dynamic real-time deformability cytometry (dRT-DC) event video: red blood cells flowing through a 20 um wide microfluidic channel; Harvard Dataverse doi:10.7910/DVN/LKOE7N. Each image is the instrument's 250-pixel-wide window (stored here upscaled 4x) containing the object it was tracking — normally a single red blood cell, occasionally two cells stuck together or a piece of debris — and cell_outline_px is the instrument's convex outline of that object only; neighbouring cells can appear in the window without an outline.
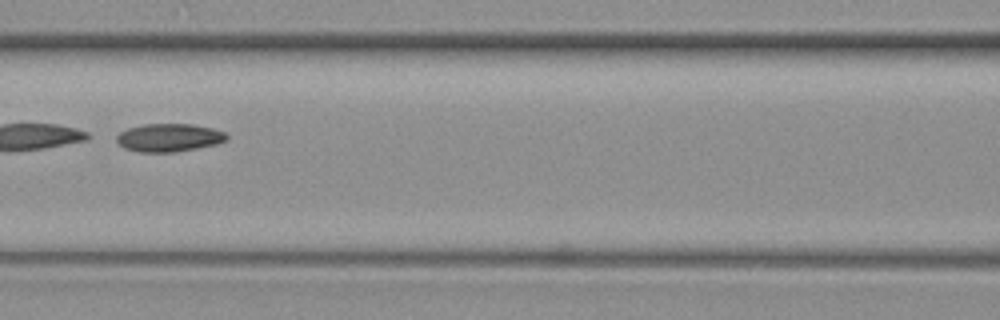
{"species": "common noctule bat (a hibernating species)", "species_latin": "Nyctalus noctula", "temperature_condition": "warm", "stored_images_in_passage": 55, "segment_of_instrument_passage": [2, 2], "camera_frame_rate_fps": 3000, "um_per_image_px": 0.085, "animal": {"sex": "female", "body_mass_g": 19.3, "forearm_length_mm": 54.1}, "frame": {"image": 1, "passage_image": 22, "time_ms": 7.0, "image_size_px": [1000, 320], "cell_outline_px": [[228, 140], [216, 144], [176, 152], [140, 152], [124, 148], [116, 140], [116, 136], [120, 132], [128, 128], [144, 124], [192, 124], [212, 128], [224, 132], [228, 136]], "centroid_in_image_um": [14.37, 11.7], "position_along_channel_um": 152.2, "area_um2": 17.98}}